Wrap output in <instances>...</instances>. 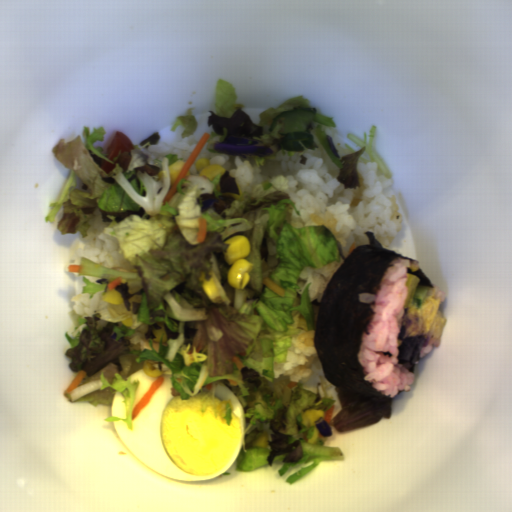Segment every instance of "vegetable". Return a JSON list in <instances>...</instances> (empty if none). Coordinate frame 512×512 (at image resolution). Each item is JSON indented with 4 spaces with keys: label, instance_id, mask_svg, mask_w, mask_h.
Returning a JSON list of instances; mask_svg holds the SVG:
<instances>
[{
    "label": "vegetable",
    "instance_id": "obj_1",
    "mask_svg": "<svg viewBox=\"0 0 512 512\" xmlns=\"http://www.w3.org/2000/svg\"><path fill=\"white\" fill-rule=\"evenodd\" d=\"M185 109L170 129L133 145L104 126H82L51 154L67 170L45 221L60 235L80 231L101 211L104 232L117 239L132 267L105 266L81 256L71 308L79 322L64 337L75 373L63 392L68 403L111 406L124 399L129 430L170 377L169 394L188 400L203 388L200 412L233 423L232 400L217 401V384L239 399L244 439L237 472L281 461L277 476L301 464L286 482L296 484L322 462L345 461L327 447L340 411L335 384L323 374L314 335L328 281L346 259L343 244L322 225L298 227L290 195L264 181L245 193L222 165L200 157L163 201L195 144L198 122ZM245 235L254 264L245 289L230 288L224 241Z\"/></svg>",
    "mask_w": 512,
    "mask_h": 512
},
{
    "label": "vegetable",
    "instance_id": "obj_2",
    "mask_svg": "<svg viewBox=\"0 0 512 512\" xmlns=\"http://www.w3.org/2000/svg\"><path fill=\"white\" fill-rule=\"evenodd\" d=\"M237 94L231 82L217 79L214 83L213 110L207 116V125L212 128L209 140L219 137L217 143L208 145L207 152L254 159L257 166L265 160H273L279 151L289 156L296 152L317 149L327 172L342 184V189L351 190L352 206L359 204L365 187L358 172V162H377V175L392 180L390 170L376 153L373 142L377 126L372 125L363 139L351 133L346 137L360 148H345L333 143L325 127L335 128L333 118L319 112L304 95L294 96L258 114L254 123L243 103H236Z\"/></svg>",
    "mask_w": 512,
    "mask_h": 512
}]
</instances>
